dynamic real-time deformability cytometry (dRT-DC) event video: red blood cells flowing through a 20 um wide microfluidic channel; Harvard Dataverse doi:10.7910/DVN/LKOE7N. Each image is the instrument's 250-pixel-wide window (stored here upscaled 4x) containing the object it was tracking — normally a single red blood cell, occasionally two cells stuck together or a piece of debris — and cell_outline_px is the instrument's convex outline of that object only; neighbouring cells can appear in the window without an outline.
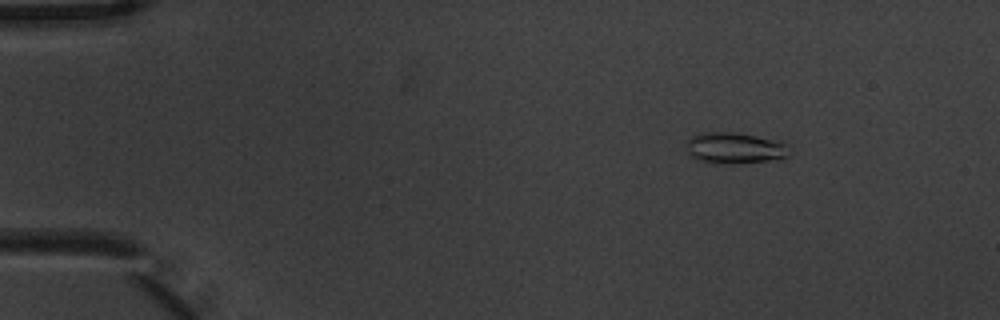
{"species": "common noctule bat (a hibernating species)", "species_latin": "Nyctalus noctula", "temperature_condition": "warm", "stored_images_in_passage": 6, "camera_frame_rate_fps": 3000, "um_per_image_px": 0.085, "animal": {"sex": "male", "body_mass_g": 20.1, "forearm_length_mm": 53.5}, "frame": {"image": 1, "passage_image": 3, "time_ms": 0.667, "image_size_px": [1000, 320], "cell_outline_px": [[792, 148], [788, 156], [768, 160], [732, 164], [696, 160], [688, 152], [688, 140], [692, 136], [704, 132], [732, 132], [784, 140]], "centroid_in_image_um": [62.55, 12.56], "position_along_channel_um": 22.5, "area_um2": 18.79}}
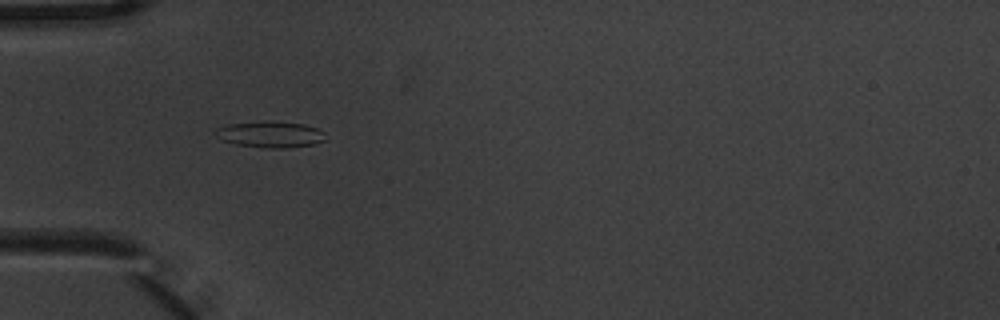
{"frame": {"image": 2, "passage_image": 6, "time_ms": 1.667, "image_size_px": [1000, 320], "cell_outline_px": [[324, 140], [312, 144], [288, 148], [264, 148], [236, 144], [220, 140], [216, 128], [228, 124], [264, 120], [268, 120], [304, 124], [316, 128], [324, 132]], "centroid_in_image_um": [22.97, 11.41], "position_along_channel_um": 62.0, "area_um2": 16.82}}